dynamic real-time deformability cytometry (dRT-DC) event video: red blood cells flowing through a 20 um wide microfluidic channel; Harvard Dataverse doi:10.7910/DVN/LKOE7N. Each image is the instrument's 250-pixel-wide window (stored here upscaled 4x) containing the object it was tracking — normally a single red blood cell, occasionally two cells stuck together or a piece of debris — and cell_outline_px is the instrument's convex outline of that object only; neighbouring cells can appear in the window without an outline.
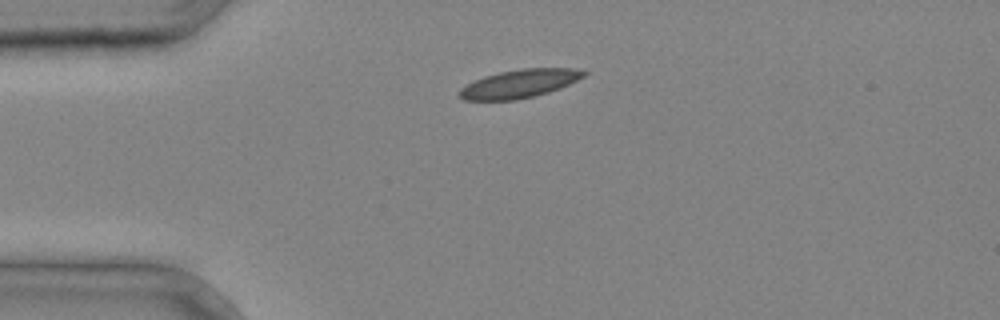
{"species": "common noctule bat (a hibernating species)", "species_latin": "Nyctalus noctula", "temperature_condition": "cold", "stored_images_in_passage": 1, "camera_frame_rate_fps": 3000, "um_per_image_px": 0.085, "animal": {"sex": "male", "body_mass_g": 20.4}, "frame": {"image": 1, "passage_image": 1, "time_ms": 0.0, "image_size_px": [1000, 320], "cell_outline_px": [[588, 72], [584, 76], [560, 88], [548, 92], [516, 100], [464, 100], [456, 92], [460, 88], [484, 76], [500, 72], [520, 68], [572, 68]], "centroid_in_image_um": [44.13, 7.11], "position_along_channel_um": 40.9, "area_um2": 20.35}}